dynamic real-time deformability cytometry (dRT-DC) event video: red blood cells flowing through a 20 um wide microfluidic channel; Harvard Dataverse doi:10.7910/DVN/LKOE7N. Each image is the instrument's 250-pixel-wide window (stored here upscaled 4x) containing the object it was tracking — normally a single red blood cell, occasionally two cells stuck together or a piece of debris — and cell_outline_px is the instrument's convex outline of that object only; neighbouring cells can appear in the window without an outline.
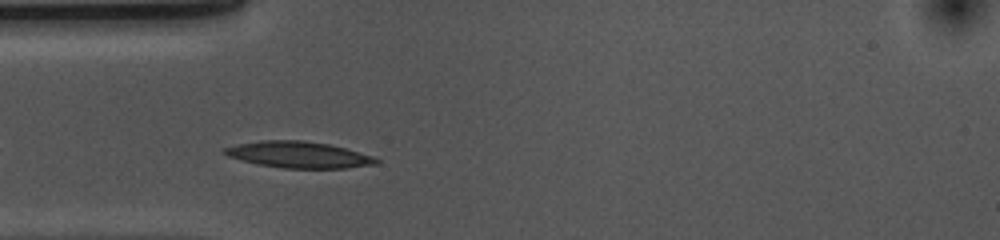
{"species": "common noctule bat (a hibernating species)", "species_latin": "Nyctalus noctula", "temperature_condition": "cold", "stored_images_in_passage": 32, "camera_frame_rate_fps": 3000, "um_per_image_px": 0.085, "animal": {"sex": "female", "body_mass_g": 10.0, "forearm_length_mm": 53.1}, "frame": {"image": 1, "passage_image": 4, "time_ms": 1.0, "image_size_px": [1000, 240], "cell_outline_px": [[380, 160], [376, 164], [348, 168], [284, 168], [260, 164], [228, 156], [220, 152], [224, 148], [240, 144], [264, 140], [304, 140], [328, 144], [344, 148], [372, 156]], "centroid_in_image_um": [25.4, 13.15], "position_along_channel_um": 59.6, "area_um2": 22.95}}
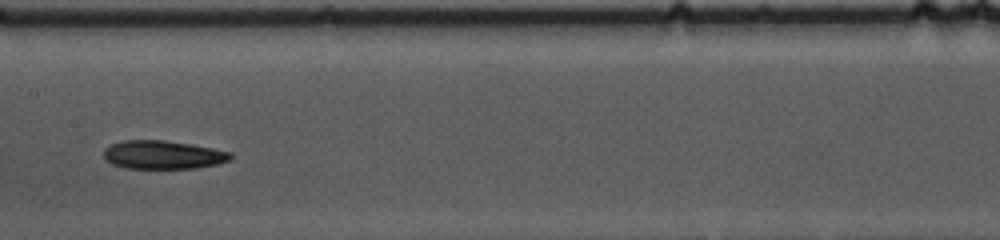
{"frame": {"image": 2, "passage_image": 15, "time_ms": 4.667, "image_size_px": [1000, 240], "cell_outline_px": [[232, 156], [228, 160], [216, 164], [196, 168], [124, 168], [112, 164], [104, 156], [104, 148], [112, 144], [124, 140], [164, 140], [188, 144], [232, 152]], "centroid_in_image_um": [13.82, 13.16], "position_along_channel_um": 193.6, "area_um2": 20.75}}
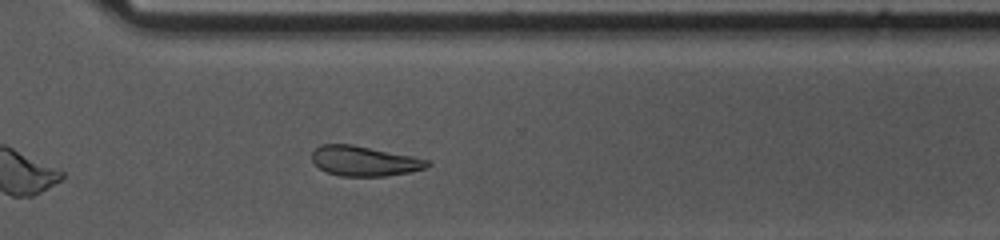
{"frame": {"image": 3, "passage_image": 27, "time_ms": 8.667, "image_size_px": [1000, 240], "cell_outline_px": [[432, 164], [428, 168], [408, 172], [384, 176], [340, 176], [328, 172], [320, 168], [312, 160], [312, 152], [320, 144], [352, 144], [412, 156], [428, 160]], "centroid_in_image_um": [30.98, 13.68], "position_along_channel_um": 339.6, "area_um2": 20.06}, "authors_computed_cell_mechanics": {"area_um2": 21.2993, "velocity_mm_per_s": 3.6612, "shape_relaxation_time_tau1_ms": 5.3632, "shape_relaxation_time_tau2_ms": 5.2963, "deformation_change_tau1": 0.1169, "deformation_change_tau2": 0.1274}}